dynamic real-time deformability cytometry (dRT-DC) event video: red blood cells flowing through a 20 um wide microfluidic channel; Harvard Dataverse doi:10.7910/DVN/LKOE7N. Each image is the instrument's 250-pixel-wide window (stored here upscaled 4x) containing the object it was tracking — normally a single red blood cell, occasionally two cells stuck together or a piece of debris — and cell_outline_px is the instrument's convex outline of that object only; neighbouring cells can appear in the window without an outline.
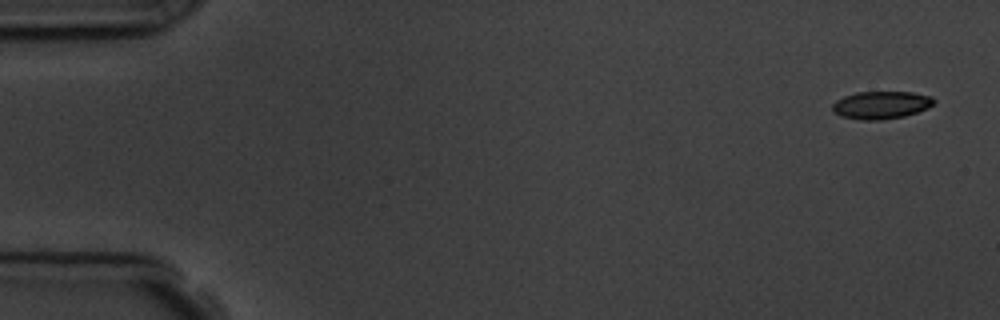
{"species": "common noctule bat (a hibernating species)", "species_latin": "Nyctalus noctula", "temperature_condition": "room temperature", "stored_images_in_passage": 5, "camera_frame_rate_fps": 3000, "um_per_image_px": 0.085, "animal": {"sex": "male", "body_mass_g": 19.5, "forearm_length_mm": 54.6}, "frame": {"image": 1, "passage_image": 1, "time_ms": 0.0, "image_size_px": [1000, 320], "cell_outline_px": [[936, 100], [928, 108], [904, 116], [880, 120], [860, 120], [840, 116], [832, 108], [832, 104], [836, 100], [844, 96], [856, 92], [912, 92], [932, 96]], "centroid_in_image_um": [74.89, 8.92], "position_along_channel_um": 10.1, "area_um2": 16.36}}
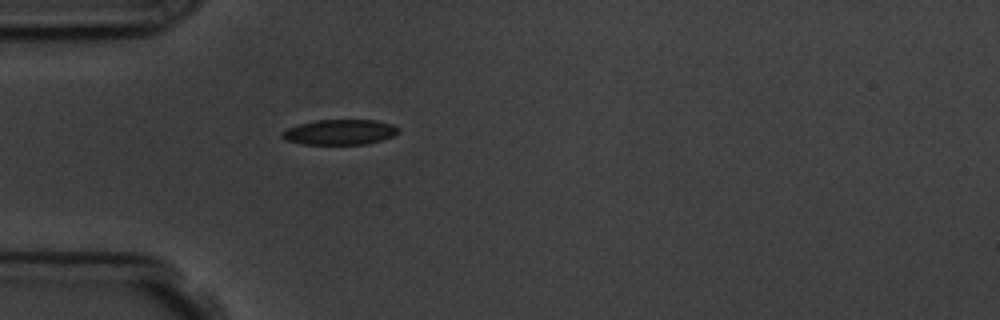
{"frame": {"image": 2, "passage_image": 5, "time_ms": 4.667, "image_size_px": [1000, 320], "cell_outline_px": [[400, 132], [392, 136], [380, 140], [364, 144], [304, 144], [288, 140], [280, 136], [280, 132], [288, 128], [300, 124], [316, 120], [376, 120], [392, 124], [400, 128]], "centroid_in_image_um": [28.9, 11.22], "position_along_channel_um": 56.1, "area_um2": 16.99}}